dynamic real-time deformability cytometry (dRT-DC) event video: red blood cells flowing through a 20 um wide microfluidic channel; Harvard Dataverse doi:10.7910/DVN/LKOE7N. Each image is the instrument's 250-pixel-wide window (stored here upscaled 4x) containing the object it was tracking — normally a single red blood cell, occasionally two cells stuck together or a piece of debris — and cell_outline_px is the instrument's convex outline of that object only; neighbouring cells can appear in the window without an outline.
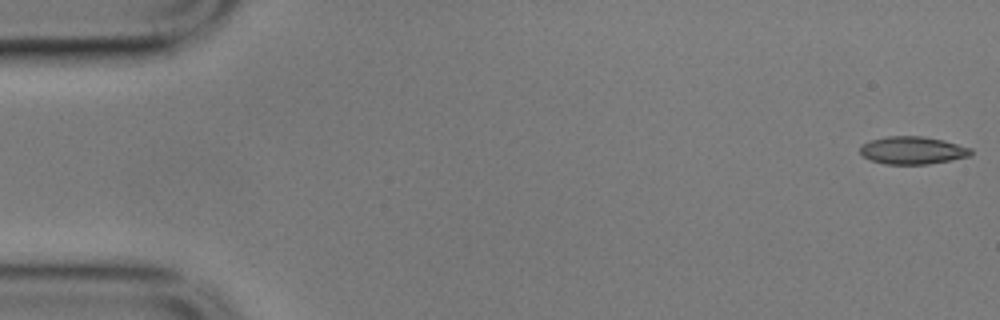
{"species": "common noctule bat (a hibernating species)", "species_latin": "Nyctalus noctula", "temperature_condition": "cold", "stored_images_in_passage": 12, "camera_frame_rate_fps": 3000, "um_per_image_px": 0.085, "animal": {"sex": "male", "body_mass_g": 17.9}, "frame": {"image": 1, "passage_image": 1, "time_ms": 0.0, "image_size_px": [1000, 320], "cell_outline_px": [[972, 156], [952, 160], [928, 164], [884, 164], [872, 160], [864, 156], [860, 152], [860, 144], [872, 140], [888, 136], [924, 136], [944, 140], [972, 148]], "centroid_in_image_um": [77.61, 12.78], "position_along_channel_um": 7.4, "area_um2": 17.98}}